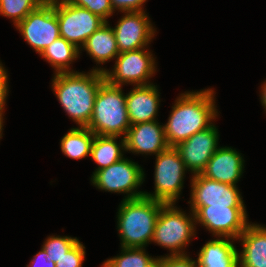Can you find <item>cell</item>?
Listing matches in <instances>:
<instances>
[{
  "label": "cell",
  "instance_id": "4fadbf2b",
  "mask_svg": "<svg viewBox=\"0 0 266 267\" xmlns=\"http://www.w3.org/2000/svg\"><path fill=\"white\" fill-rule=\"evenodd\" d=\"M219 132L214 124L193 134L175 146L185 168L193 175L201 174L218 147Z\"/></svg>",
  "mask_w": 266,
  "mask_h": 267
},
{
  "label": "cell",
  "instance_id": "cb8c5ba5",
  "mask_svg": "<svg viewBox=\"0 0 266 267\" xmlns=\"http://www.w3.org/2000/svg\"><path fill=\"white\" fill-rule=\"evenodd\" d=\"M46 0H0V15L11 18L17 25L30 12L36 10Z\"/></svg>",
  "mask_w": 266,
  "mask_h": 267
},
{
  "label": "cell",
  "instance_id": "f1b7e54d",
  "mask_svg": "<svg viewBox=\"0 0 266 267\" xmlns=\"http://www.w3.org/2000/svg\"><path fill=\"white\" fill-rule=\"evenodd\" d=\"M160 267H198L197 261L186 255L160 257Z\"/></svg>",
  "mask_w": 266,
  "mask_h": 267
},
{
  "label": "cell",
  "instance_id": "ac0fdd59",
  "mask_svg": "<svg viewBox=\"0 0 266 267\" xmlns=\"http://www.w3.org/2000/svg\"><path fill=\"white\" fill-rule=\"evenodd\" d=\"M243 248L238 251L239 267H266V227L249 224L237 238Z\"/></svg>",
  "mask_w": 266,
  "mask_h": 267
},
{
  "label": "cell",
  "instance_id": "9a60e30c",
  "mask_svg": "<svg viewBox=\"0 0 266 267\" xmlns=\"http://www.w3.org/2000/svg\"><path fill=\"white\" fill-rule=\"evenodd\" d=\"M126 151L134 154H154L167 150L164 126L157 120L131 125L125 136Z\"/></svg>",
  "mask_w": 266,
  "mask_h": 267
},
{
  "label": "cell",
  "instance_id": "ba28073f",
  "mask_svg": "<svg viewBox=\"0 0 266 267\" xmlns=\"http://www.w3.org/2000/svg\"><path fill=\"white\" fill-rule=\"evenodd\" d=\"M146 49V50H145ZM146 47L120 53L115 59L113 70H105V80L116 86L133 84L134 86L151 85L149 79L154 76L157 64L151 51Z\"/></svg>",
  "mask_w": 266,
  "mask_h": 267
},
{
  "label": "cell",
  "instance_id": "4dcf8cb0",
  "mask_svg": "<svg viewBox=\"0 0 266 267\" xmlns=\"http://www.w3.org/2000/svg\"><path fill=\"white\" fill-rule=\"evenodd\" d=\"M8 75L7 70L4 68L3 64L0 62V112H4L6 99L8 95Z\"/></svg>",
  "mask_w": 266,
  "mask_h": 267
},
{
  "label": "cell",
  "instance_id": "1f68e13d",
  "mask_svg": "<svg viewBox=\"0 0 266 267\" xmlns=\"http://www.w3.org/2000/svg\"><path fill=\"white\" fill-rule=\"evenodd\" d=\"M27 267H56V264L49 259V255L43 248H41V250L31 259Z\"/></svg>",
  "mask_w": 266,
  "mask_h": 267
},
{
  "label": "cell",
  "instance_id": "2e32d148",
  "mask_svg": "<svg viewBox=\"0 0 266 267\" xmlns=\"http://www.w3.org/2000/svg\"><path fill=\"white\" fill-rule=\"evenodd\" d=\"M243 171V156L236 149L219 146L201 174L206 178L237 186Z\"/></svg>",
  "mask_w": 266,
  "mask_h": 267
},
{
  "label": "cell",
  "instance_id": "5b68a950",
  "mask_svg": "<svg viewBox=\"0 0 266 267\" xmlns=\"http://www.w3.org/2000/svg\"><path fill=\"white\" fill-rule=\"evenodd\" d=\"M175 204H165L155 223L152 242L168 249L169 255H186L183 251L190 240L196 236V222L194 213L188 216Z\"/></svg>",
  "mask_w": 266,
  "mask_h": 267
},
{
  "label": "cell",
  "instance_id": "7a4b0ae2",
  "mask_svg": "<svg viewBox=\"0 0 266 267\" xmlns=\"http://www.w3.org/2000/svg\"><path fill=\"white\" fill-rule=\"evenodd\" d=\"M105 68L90 72L57 73L52 79V89L58 101L79 127H87L92 118L94 101L100 85L105 81Z\"/></svg>",
  "mask_w": 266,
  "mask_h": 267
},
{
  "label": "cell",
  "instance_id": "ffe728a7",
  "mask_svg": "<svg viewBox=\"0 0 266 267\" xmlns=\"http://www.w3.org/2000/svg\"><path fill=\"white\" fill-rule=\"evenodd\" d=\"M108 23L107 21L98 28L80 49V51L86 50L97 64H104L120 54L113 27L109 26Z\"/></svg>",
  "mask_w": 266,
  "mask_h": 267
},
{
  "label": "cell",
  "instance_id": "836d02e7",
  "mask_svg": "<svg viewBox=\"0 0 266 267\" xmlns=\"http://www.w3.org/2000/svg\"><path fill=\"white\" fill-rule=\"evenodd\" d=\"M148 267H160V256L156 257V258H152L149 262H148Z\"/></svg>",
  "mask_w": 266,
  "mask_h": 267
},
{
  "label": "cell",
  "instance_id": "7402d4cb",
  "mask_svg": "<svg viewBox=\"0 0 266 267\" xmlns=\"http://www.w3.org/2000/svg\"><path fill=\"white\" fill-rule=\"evenodd\" d=\"M80 49L66 41L61 36L46 47L40 54L51 66L55 73L76 72L70 68V64L80 55Z\"/></svg>",
  "mask_w": 266,
  "mask_h": 267
},
{
  "label": "cell",
  "instance_id": "44dd1931",
  "mask_svg": "<svg viewBox=\"0 0 266 267\" xmlns=\"http://www.w3.org/2000/svg\"><path fill=\"white\" fill-rule=\"evenodd\" d=\"M119 136H100L95 135L90 157L98 164V168L93 172L104 169L115 162L121 160L124 156L122 151H126L125 138L117 143Z\"/></svg>",
  "mask_w": 266,
  "mask_h": 267
},
{
  "label": "cell",
  "instance_id": "30bf717a",
  "mask_svg": "<svg viewBox=\"0 0 266 267\" xmlns=\"http://www.w3.org/2000/svg\"><path fill=\"white\" fill-rule=\"evenodd\" d=\"M23 39L39 55L60 37L59 24L53 4L46 0L16 26Z\"/></svg>",
  "mask_w": 266,
  "mask_h": 267
},
{
  "label": "cell",
  "instance_id": "3957f363",
  "mask_svg": "<svg viewBox=\"0 0 266 267\" xmlns=\"http://www.w3.org/2000/svg\"><path fill=\"white\" fill-rule=\"evenodd\" d=\"M166 203L145 196L123 199L117 214V230L123 248H145L152 242L155 223Z\"/></svg>",
  "mask_w": 266,
  "mask_h": 267
},
{
  "label": "cell",
  "instance_id": "484cf974",
  "mask_svg": "<svg viewBox=\"0 0 266 267\" xmlns=\"http://www.w3.org/2000/svg\"><path fill=\"white\" fill-rule=\"evenodd\" d=\"M79 241L76 237L70 236H48L45 242L42 245V248L49 255L54 263L57 262V259L61 258Z\"/></svg>",
  "mask_w": 266,
  "mask_h": 267
},
{
  "label": "cell",
  "instance_id": "f546056e",
  "mask_svg": "<svg viewBox=\"0 0 266 267\" xmlns=\"http://www.w3.org/2000/svg\"><path fill=\"white\" fill-rule=\"evenodd\" d=\"M147 0H110L113 11L140 12L144 11L143 5ZM116 9V10H115Z\"/></svg>",
  "mask_w": 266,
  "mask_h": 267
},
{
  "label": "cell",
  "instance_id": "5bb4252c",
  "mask_svg": "<svg viewBox=\"0 0 266 267\" xmlns=\"http://www.w3.org/2000/svg\"><path fill=\"white\" fill-rule=\"evenodd\" d=\"M113 31L119 53L147 47L156 32L145 11L124 12Z\"/></svg>",
  "mask_w": 266,
  "mask_h": 267
},
{
  "label": "cell",
  "instance_id": "8992f818",
  "mask_svg": "<svg viewBox=\"0 0 266 267\" xmlns=\"http://www.w3.org/2000/svg\"><path fill=\"white\" fill-rule=\"evenodd\" d=\"M154 171V192L144 191V196L164 202L166 204L176 203L183 188V179L187 169L175 147L156 155Z\"/></svg>",
  "mask_w": 266,
  "mask_h": 267
},
{
  "label": "cell",
  "instance_id": "d6a6232c",
  "mask_svg": "<svg viewBox=\"0 0 266 267\" xmlns=\"http://www.w3.org/2000/svg\"><path fill=\"white\" fill-rule=\"evenodd\" d=\"M261 94H260V101L262 106L265 108L264 111H266V80L263 82V84L261 85Z\"/></svg>",
  "mask_w": 266,
  "mask_h": 267
},
{
  "label": "cell",
  "instance_id": "d6986e66",
  "mask_svg": "<svg viewBox=\"0 0 266 267\" xmlns=\"http://www.w3.org/2000/svg\"><path fill=\"white\" fill-rule=\"evenodd\" d=\"M230 237L206 242L198 253V267H239L238 250Z\"/></svg>",
  "mask_w": 266,
  "mask_h": 267
},
{
  "label": "cell",
  "instance_id": "6da1fadb",
  "mask_svg": "<svg viewBox=\"0 0 266 267\" xmlns=\"http://www.w3.org/2000/svg\"><path fill=\"white\" fill-rule=\"evenodd\" d=\"M211 88L179 95L164 126L167 143L175 147L193 134L210 127L218 111Z\"/></svg>",
  "mask_w": 266,
  "mask_h": 267
},
{
  "label": "cell",
  "instance_id": "e0dca14e",
  "mask_svg": "<svg viewBox=\"0 0 266 267\" xmlns=\"http://www.w3.org/2000/svg\"><path fill=\"white\" fill-rule=\"evenodd\" d=\"M156 85L135 86L126 94V107L131 125L156 120L159 92Z\"/></svg>",
  "mask_w": 266,
  "mask_h": 267
},
{
  "label": "cell",
  "instance_id": "8fae6325",
  "mask_svg": "<svg viewBox=\"0 0 266 267\" xmlns=\"http://www.w3.org/2000/svg\"><path fill=\"white\" fill-rule=\"evenodd\" d=\"M194 215L196 224L200 223L213 236L230 237L234 240L250 224L245 207L202 206Z\"/></svg>",
  "mask_w": 266,
  "mask_h": 267
},
{
  "label": "cell",
  "instance_id": "603a6c76",
  "mask_svg": "<svg viewBox=\"0 0 266 267\" xmlns=\"http://www.w3.org/2000/svg\"><path fill=\"white\" fill-rule=\"evenodd\" d=\"M95 134L87 127L69 129L60 141V148L65 156L72 159H82L90 155Z\"/></svg>",
  "mask_w": 266,
  "mask_h": 267
},
{
  "label": "cell",
  "instance_id": "277c9868",
  "mask_svg": "<svg viewBox=\"0 0 266 267\" xmlns=\"http://www.w3.org/2000/svg\"><path fill=\"white\" fill-rule=\"evenodd\" d=\"M122 90V86L112 85L106 80L100 85L92 118L87 126L95 135L125 138L131 124L128 119L126 95Z\"/></svg>",
  "mask_w": 266,
  "mask_h": 267
},
{
  "label": "cell",
  "instance_id": "9c48e42d",
  "mask_svg": "<svg viewBox=\"0 0 266 267\" xmlns=\"http://www.w3.org/2000/svg\"><path fill=\"white\" fill-rule=\"evenodd\" d=\"M145 177L143 168L138 163L123 157L118 162L96 171L92 184L104 191L127 194L124 199H135L144 196L143 191H137Z\"/></svg>",
  "mask_w": 266,
  "mask_h": 267
},
{
  "label": "cell",
  "instance_id": "e575fe53",
  "mask_svg": "<svg viewBox=\"0 0 266 267\" xmlns=\"http://www.w3.org/2000/svg\"><path fill=\"white\" fill-rule=\"evenodd\" d=\"M4 112H0V139L2 138V130H3V116H4V114H3Z\"/></svg>",
  "mask_w": 266,
  "mask_h": 267
},
{
  "label": "cell",
  "instance_id": "4316f807",
  "mask_svg": "<svg viewBox=\"0 0 266 267\" xmlns=\"http://www.w3.org/2000/svg\"><path fill=\"white\" fill-rule=\"evenodd\" d=\"M73 5L86 8L93 14L98 15L107 22L108 17L112 16L113 8L110 0H69Z\"/></svg>",
  "mask_w": 266,
  "mask_h": 267
},
{
  "label": "cell",
  "instance_id": "7c38bea8",
  "mask_svg": "<svg viewBox=\"0 0 266 267\" xmlns=\"http://www.w3.org/2000/svg\"><path fill=\"white\" fill-rule=\"evenodd\" d=\"M191 195L188 202L194 213L202 206L245 207L237 186L206 178L202 174L192 175Z\"/></svg>",
  "mask_w": 266,
  "mask_h": 267
},
{
  "label": "cell",
  "instance_id": "d4e9b609",
  "mask_svg": "<svg viewBox=\"0 0 266 267\" xmlns=\"http://www.w3.org/2000/svg\"><path fill=\"white\" fill-rule=\"evenodd\" d=\"M121 249L120 255L104 261L102 267H148V262L153 258L146 253L145 248Z\"/></svg>",
  "mask_w": 266,
  "mask_h": 267
},
{
  "label": "cell",
  "instance_id": "52a82bcc",
  "mask_svg": "<svg viewBox=\"0 0 266 267\" xmlns=\"http://www.w3.org/2000/svg\"><path fill=\"white\" fill-rule=\"evenodd\" d=\"M55 9L60 36L81 49L85 41L105 21L83 7L73 5L69 0H49Z\"/></svg>",
  "mask_w": 266,
  "mask_h": 267
},
{
  "label": "cell",
  "instance_id": "83f0119b",
  "mask_svg": "<svg viewBox=\"0 0 266 267\" xmlns=\"http://www.w3.org/2000/svg\"><path fill=\"white\" fill-rule=\"evenodd\" d=\"M85 254V246L78 241L68 253L57 259L56 267H82Z\"/></svg>",
  "mask_w": 266,
  "mask_h": 267
}]
</instances>
